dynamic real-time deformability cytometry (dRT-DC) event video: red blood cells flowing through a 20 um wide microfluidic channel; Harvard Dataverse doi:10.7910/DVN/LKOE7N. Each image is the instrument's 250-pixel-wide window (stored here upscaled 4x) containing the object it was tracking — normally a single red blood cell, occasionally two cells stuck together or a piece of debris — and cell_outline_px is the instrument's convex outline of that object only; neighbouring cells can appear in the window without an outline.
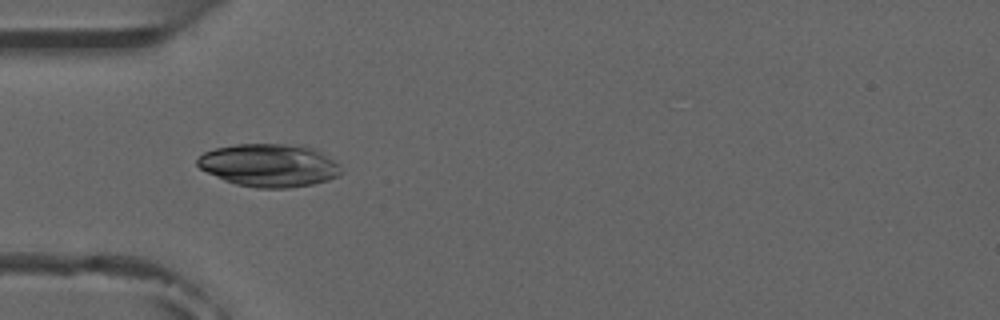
{"species": "common noctule bat (a hibernating species)", "species_latin": "Nyctalus noctula", "temperature_condition": "room temperature", "stored_images_in_passage": 5, "camera_frame_rate_fps": 3000, "um_per_image_px": 0.085, "animal": {"sex": "male", "forearm_length_mm": 52.5}, "frame": {"image": 1, "passage_image": 4, "time_ms": 3.333, "image_size_px": [1000, 320], "cell_outline_px": [[344, 172], [328, 180], [312, 184], [288, 188], [256, 188], [236, 184], [224, 180], [200, 168], [196, 164], [196, 160], [204, 152], [216, 148], [236, 144], [304, 144], [320, 152], [332, 160]], "centroid_in_image_um": [22.86, 14.04], "position_along_channel_um": 62.1, "area_um2": 35.84}}
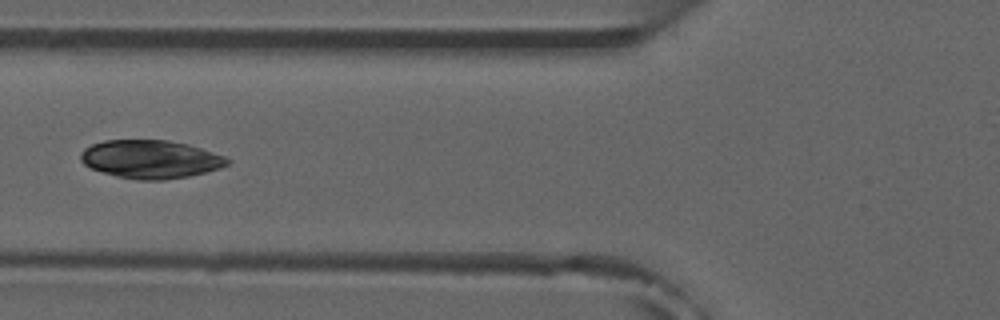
{"frame": {"image": 2, "passage_image": 5, "time_ms": 4.667, "image_size_px": [1000, 320], "cell_outline_px": [[232, 160], [228, 164], [220, 168], [188, 176], [164, 180], [140, 180], [116, 176], [92, 168], [84, 164], [80, 160], [80, 152], [84, 148], [92, 144], [104, 140], [168, 140], [188, 144], [224, 156]], "centroid_in_image_um": [12.78, 13.53], "position_along_channel_um": 113.0, "area_um2": 32.6}}